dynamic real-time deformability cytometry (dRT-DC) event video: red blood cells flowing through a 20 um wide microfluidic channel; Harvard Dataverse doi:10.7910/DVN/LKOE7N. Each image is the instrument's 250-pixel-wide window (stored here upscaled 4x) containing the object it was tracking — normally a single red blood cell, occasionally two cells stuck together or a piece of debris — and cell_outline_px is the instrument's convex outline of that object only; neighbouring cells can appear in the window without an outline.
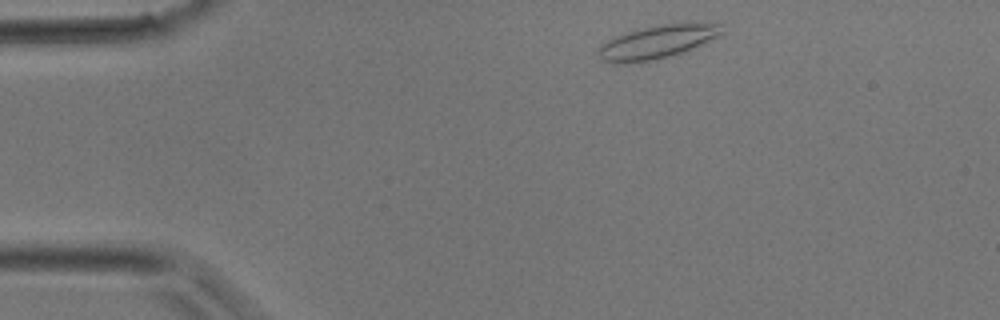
{"species": "common noctule bat (a hibernating species)", "species_latin": "Nyctalus noctula", "temperature_condition": "room temperature", "stored_images_in_passage": 7, "camera_frame_rate_fps": 3000, "um_per_image_px": 0.085, "animal": {"sex": "male", "body_mass_g": 17.9}, "frame": {"image": 1, "passage_image": 2, "time_ms": 0.333, "image_size_px": [1000, 320], "cell_outline_px": [[724, 32], [692, 48], [656, 60], [624, 64], [612, 64], [604, 60], [600, 56], [600, 48], [612, 36], [640, 28], [684, 20], [720, 24]], "centroid_in_image_um": [55.88, 3.53], "position_along_channel_um": 29.1, "area_um2": 24.16}}